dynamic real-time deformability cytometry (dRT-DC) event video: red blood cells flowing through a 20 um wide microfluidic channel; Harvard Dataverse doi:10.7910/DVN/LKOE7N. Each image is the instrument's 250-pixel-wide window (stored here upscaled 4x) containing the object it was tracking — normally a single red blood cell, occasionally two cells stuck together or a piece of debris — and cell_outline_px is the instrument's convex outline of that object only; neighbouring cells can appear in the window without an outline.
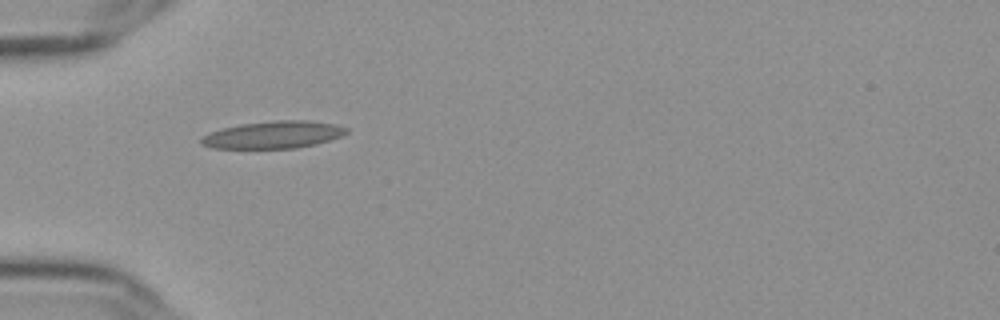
{"species": "Egyptian fruit bat (a non-hibernating species)", "species_latin": "Rousettus aegyptiacus", "temperature_condition": "cold", "stored_images_in_passage": 39, "camera_frame_rate_fps": 3000, "um_per_image_px": 0.085, "frame": {"image": 1, "passage_image": 1, "time_ms": 0.0, "image_size_px": [1000, 320], "cell_outline_px": [[348, 132], [340, 136], [316, 144], [296, 148], [212, 148], [200, 144], [200, 140], [208, 132], [220, 128], [240, 124], [276, 120], [312, 120], [336, 124], [348, 128]], "centroid_in_image_um": [23.22, 11.44], "position_along_channel_um": 61.8, "area_um2": 23.24}}
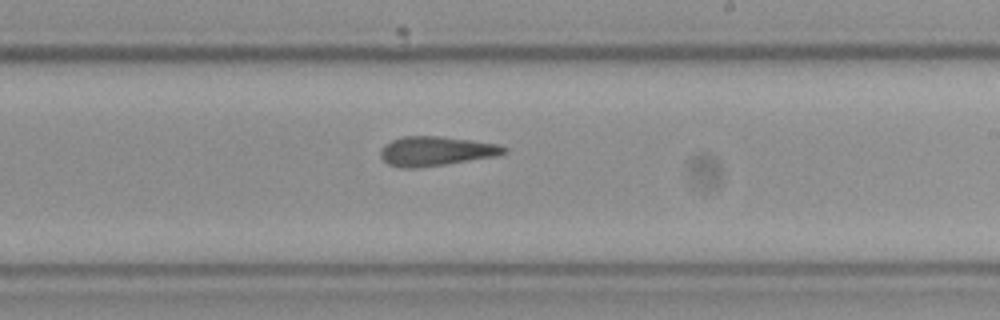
{"frame": {"image": 2, "passage_image": 17, "time_ms": 5.333, "image_size_px": [1000, 320], "cell_outline_px": [[508, 152], [496, 156], [444, 164], [416, 168], [400, 168], [388, 164], [380, 156], [380, 148], [384, 144], [400, 136], [440, 136], [472, 140], [500, 144], [508, 148]], "centroid_in_image_um": [37.05, 12.83], "position_along_channel_um": 252.0, "area_um2": 21.33}}
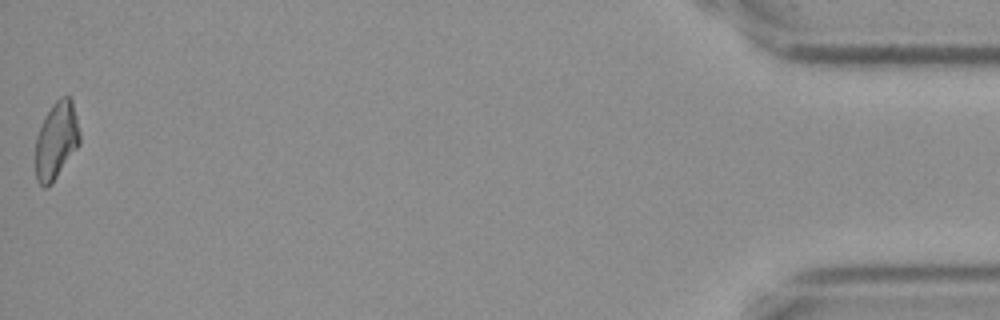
{"frame": {"image": 3, "passage_image": 39, "time_ms": 12.667, "image_size_px": [1000, 320], "cell_outline_px": [[80, 144], [52, 184], [48, 188], [44, 188], [36, 180], [36, 136], [44, 116], [52, 104], [60, 96], [68, 96], [72, 100], [80, 132]], "centroid_in_image_um": [4.79, 11.95], "position_along_channel_um": 430.4, "area_um2": 20.11}, "authors_computed_cell_mechanics": {"area_um2": 21.2126, "velocity_mm_per_s": 3.6334, "shape_relaxation_time_tau1_ms": null, "shape_relaxation_time_tau2_ms": 3.1695, "deformation_change_tau1": null, "deformation_change_tau2": 0.1376}}